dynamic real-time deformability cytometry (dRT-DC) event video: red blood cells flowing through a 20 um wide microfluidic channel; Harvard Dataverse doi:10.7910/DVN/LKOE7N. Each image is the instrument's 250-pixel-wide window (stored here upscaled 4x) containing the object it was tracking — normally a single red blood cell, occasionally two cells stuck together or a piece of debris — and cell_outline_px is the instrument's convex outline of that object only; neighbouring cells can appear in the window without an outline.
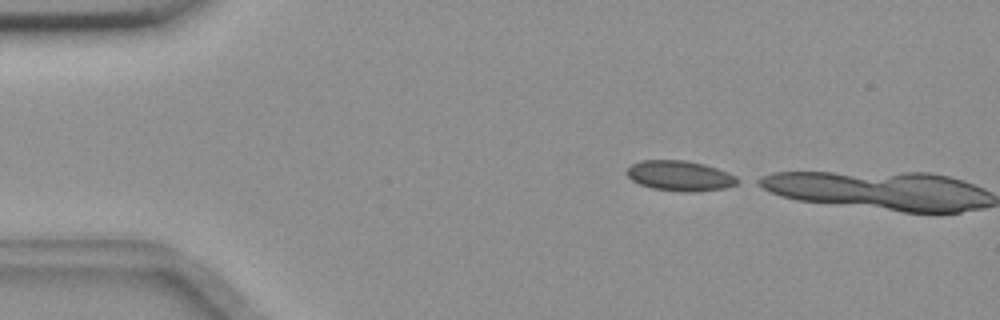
{"species": "common noctule bat (a hibernating species)", "species_latin": "Nyctalus noctula", "temperature_condition": "room temperature", "stored_images_in_passage": 2, "camera_frame_rate_fps": 3000, "um_per_image_px": 0.085, "animal": {"sex": "female", "body_mass_g": 18.4}, "frame": {"image": 1, "passage_image": 1, "time_ms": 0.0, "image_size_px": [1000, 320], "cell_outline_px": [[744, 180], [736, 184], [724, 188], [692, 192], [680, 192], [652, 188], [640, 184], [632, 180], [624, 172], [632, 164], [640, 160], [684, 160], [704, 164], [728, 172]], "centroid_in_image_um": [57.8, 14.94], "position_along_channel_um": 27.2, "area_um2": 19.65}}